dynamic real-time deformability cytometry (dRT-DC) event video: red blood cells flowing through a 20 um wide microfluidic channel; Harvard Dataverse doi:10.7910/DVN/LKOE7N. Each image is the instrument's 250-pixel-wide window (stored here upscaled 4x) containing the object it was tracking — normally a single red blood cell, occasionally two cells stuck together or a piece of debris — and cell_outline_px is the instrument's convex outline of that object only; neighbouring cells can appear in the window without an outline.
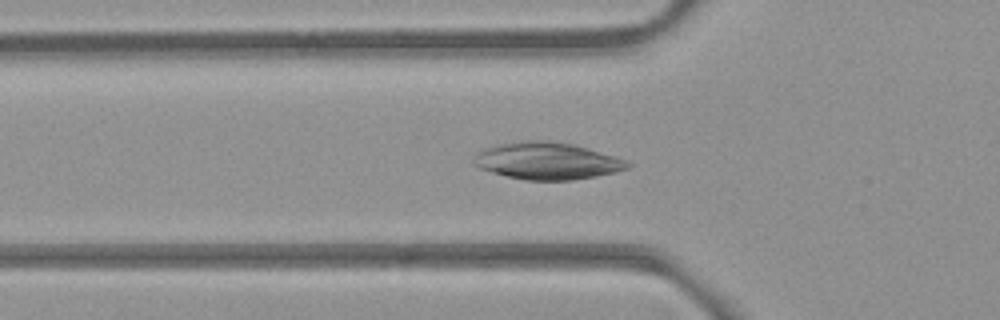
{"species": "common noctule bat (a hibernating species)", "species_latin": "Nyctalus noctula", "temperature_condition": "room temperature", "stored_images_in_passage": 41, "camera_frame_rate_fps": 3000, "um_per_image_px": 0.085, "animal": {"sex": "female", "body_mass_g": 21.9}, "frame": {"image": 1, "passage_image": 9, "time_ms": 2.667, "image_size_px": [1000, 320], "cell_outline_px": [[632, 164], [628, 168], [616, 172], [596, 176], [572, 180], [524, 180], [492, 172], [480, 168], [472, 164], [472, 160], [476, 152], [484, 148], [500, 144], [524, 140], [548, 140], [576, 144], [628, 160]], "centroid_in_image_um": [46.52, 13.67], "position_along_channel_um": 79.3, "area_um2": 33.52}}
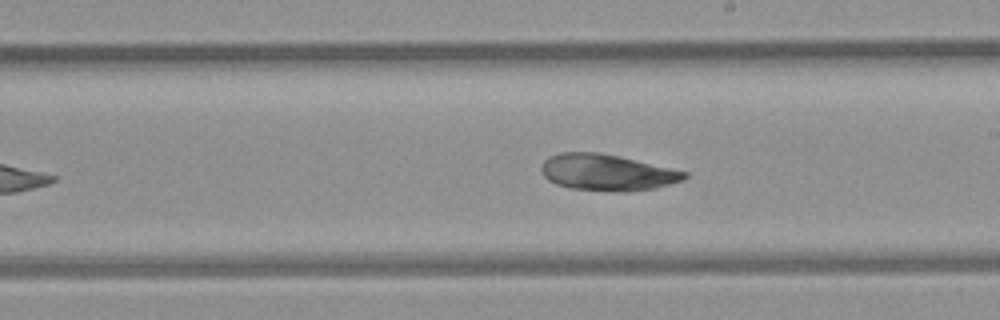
{"frame": {"image": 2, "passage_image": 21, "time_ms": 6.667, "image_size_px": [1000, 320], "cell_outline_px": [[688, 176], [684, 180], [656, 188], [628, 192], [616, 192], [568, 188], [556, 184], [548, 180], [544, 176], [540, 168], [544, 160], [548, 156], [560, 152], [596, 152], [616, 156], [688, 172]], "centroid_in_image_um": [51.57, 14.67], "position_along_channel_um": 237.4, "area_um2": 30.35}}
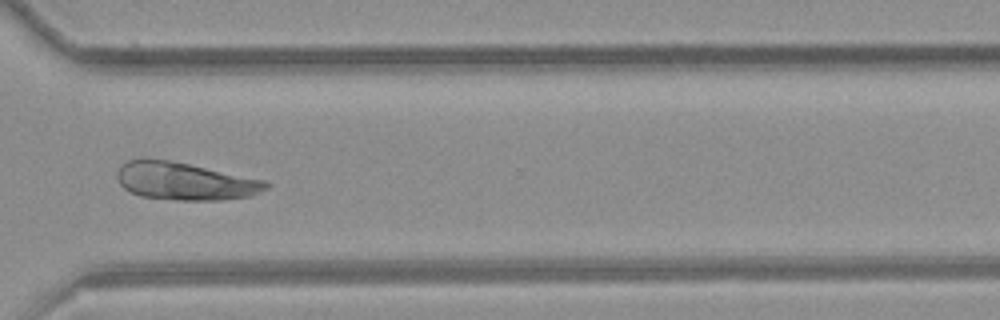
{"frame": {"image": 3, "passage_image": 30, "time_ms": 9.667, "image_size_px": [1000, 320], "cell_outline_px": [[268, 188], [260, 192], [248, 196], [220, 200], [176, 200], [140, 196], [124, 188], [120, 184], [116, 176], [116, 172], [120, 164], [128, 160], [144, 156], [168, 160], [268, 180]], "centroid_in_image_um": [15.67, 15.38], "position_along_channel_um": 354.9, "area_um2": 33.0}}